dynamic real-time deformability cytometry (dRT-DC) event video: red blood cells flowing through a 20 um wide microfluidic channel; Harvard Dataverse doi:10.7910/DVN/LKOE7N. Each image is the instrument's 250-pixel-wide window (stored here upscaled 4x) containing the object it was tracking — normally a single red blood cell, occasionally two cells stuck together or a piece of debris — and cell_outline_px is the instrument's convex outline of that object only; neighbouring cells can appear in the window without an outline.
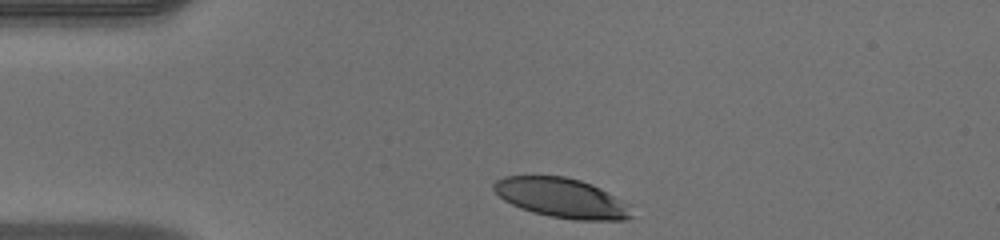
{"species": "human", "species_latin": "Homo sapiens", "temperature_condition": "warm", "stored_images_in_passage": 32, "camera_frame_rate_fps": 3000, "um_per_image_px": 0.085, "donor": {"sex": "male"}, "frame": {"image": 1, "passage_image": 1, "time_ms": 0.0, "image_size_px": [1000, 240], "cell_outline_px": [[632, 216], [624, 220], [572, 220], [548, 216], [532, 212], [520, 208], [504, 200], [492, 188], [492, 184], [496, 180], [504, 176], [564, 176], [580, 180], [592, 184], [632, 204]], "centroid_in_image_um": [47.78, 16.83], "position_along_channel_um": 37.2, "area_um2": 32.14}}
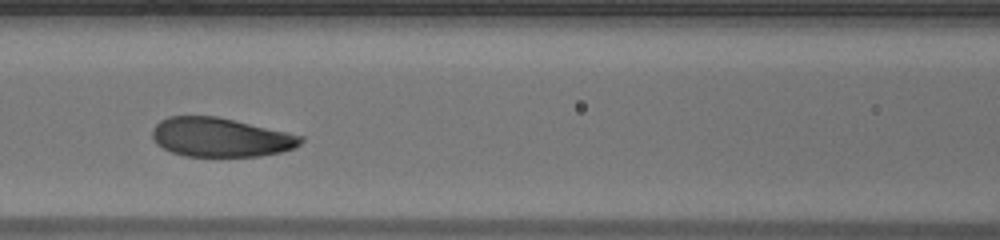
{"frame": {"image": 2, "passage_image": 12, "time_ms": 3.667, "image_size_px": [1000, 240], "cell_outline_px": [[304, 140], [300, 144], [292, 148], [280, 152], [260, 156], [184, 156], [172, 152], [156, 144], [152, 140], [152, 128], [160, 120], [168, 116], [216, 116], [288, 132], [304, 136]], "centroid_in_image_um": [18.72, 11.67], "position_along_channel_um": 147.9, "area_um2": 33.81}}
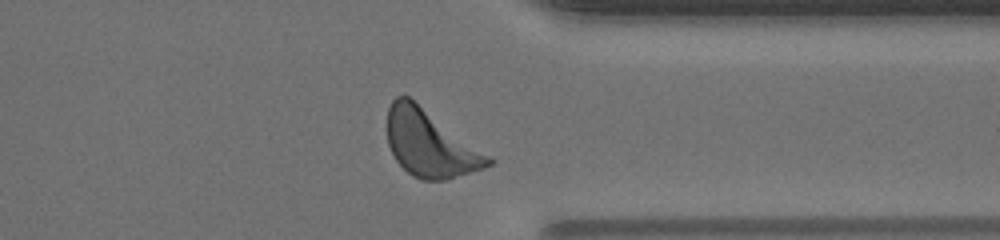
{"frame": {"image": 3, "passage_image": 29, "time_ms": 9.333, "image_size_px": [1000, 240], "cell_outline_px": [[496, 160], [492, 164], [484, 168], [448, 180], [420, 180], [412, 176], [396, 160], [388, 144], [388, 108], [392, 100], [396, 96], [408, 96], [492, 156]], "centroid_in_image_um": [36.59, 12.22], "position_along_channel_um": 374.8, "area_um2": 39.25}, "authors_computed_cell_mechanics": {"area_um2": 35.0846, "velocity_mm_per_s": 4.0789, "shape_relaxation_time_tau1_ms": 2.9963, "shape_relaxation_time_tau2_ms": null, "deformation_change_tau1": 0.1666, "deformation_change_tau2": null}}